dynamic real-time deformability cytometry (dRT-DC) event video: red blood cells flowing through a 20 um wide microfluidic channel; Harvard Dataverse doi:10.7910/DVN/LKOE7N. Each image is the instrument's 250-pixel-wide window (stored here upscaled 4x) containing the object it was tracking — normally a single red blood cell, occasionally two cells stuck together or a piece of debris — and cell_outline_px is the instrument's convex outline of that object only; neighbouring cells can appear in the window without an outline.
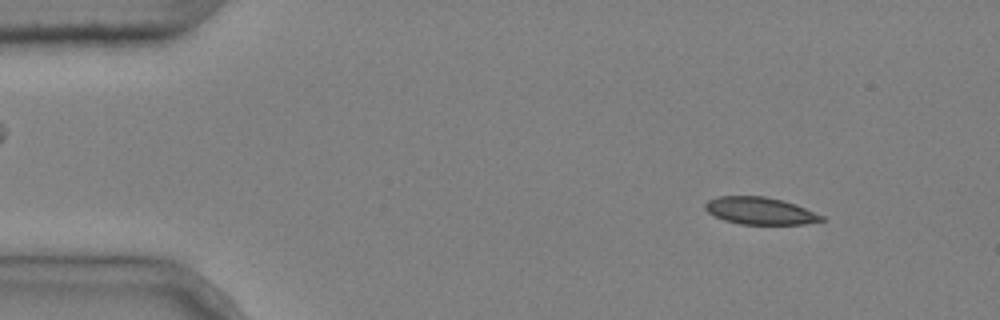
{"species": "common noctule bat (a hibernating species)", "species_latin": "Nyctalus noctula", "temperature_condition": "cold", "stored_images_in_passage": 4, "camera_frame_rate_fps": 3000, "um_per_image_px": 0.085, "animal": {"sex": "male", "body_mass_g": 20.4}, "frame": {"image": 1, "passage_image": 1, "time_ms": 0.0, "image_size_px": [1000, 320], "cell_outline_px": [[824, 220], [804, 224], [740, 224], [724, 220], [708, 212], [704, 208], [704, 204], [708, 200], [716, 196], [764, 196], [796, 204], [824, 216]], "centroid_in_image_um": [64.58, 17.92], "position_along_channel_um": 20.4, "area_um2": 18.38}}